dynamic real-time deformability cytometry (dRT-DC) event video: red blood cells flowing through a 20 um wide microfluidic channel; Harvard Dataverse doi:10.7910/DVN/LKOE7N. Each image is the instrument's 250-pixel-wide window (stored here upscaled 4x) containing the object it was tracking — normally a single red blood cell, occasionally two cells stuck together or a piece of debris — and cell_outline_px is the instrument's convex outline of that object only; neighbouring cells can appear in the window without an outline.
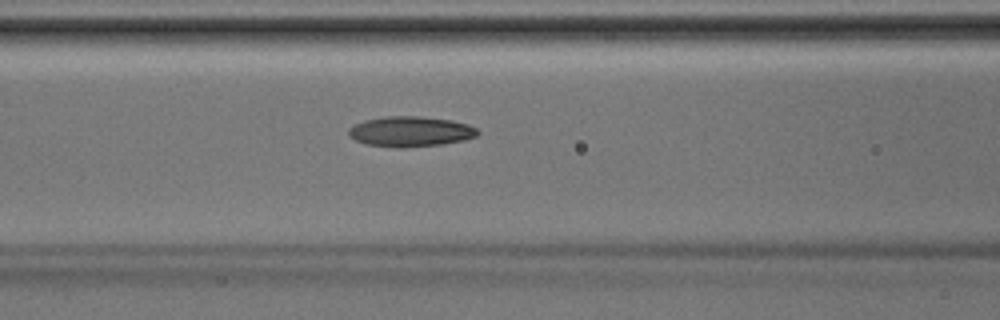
{"species": "Egyptian fruit bat (a non-hibernating species)", "species_latin": "Rousettus aegyptiacus", "temperature_condition": "room temperature", "stored_images_in_passage": 25, "camera_frame_rate_fps": 3000, "um_per_image_px": 0.085, "animal": {"sex": "male"}, "frame": {"image": 1, "passage_image": 8, "time_ms": 2.333, "image_size_px": [1000, 320], "cell_outline_px": [[480, 132], [476, 136], [464, 140], [444, 144], [400, 148], [368, 144], [356, 140], [348, 132], [348, 128], [352, 124], [364, 120], [384, 116], [420, 116], [448, 120], [468, 124], [476, 128]], "centroid_in_image_um": [34.89, 11.17], "position_along_channel_um": 131.7, "area_um2": 22.72}}
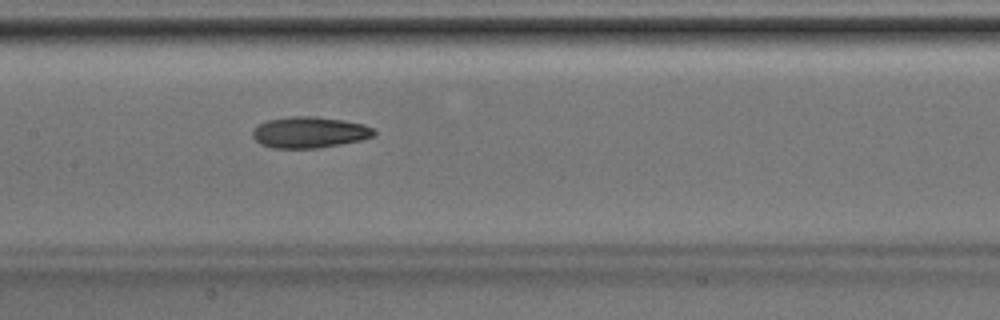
{"frame": {"image": 2, "passage_image": 11, "time_ms": 3.333, "image_size_px": [1000, 320], "cell_outline_px": [[376, 136], [360, 140], [320, 148], [272, 148], [260, 144], [252, 136], [252, 132], [260, 124], [268, 120], [288, 116], [316, 116], [344, 120], [364, 124], [372, 128], [376, 132]], "centroid_in_image_um": [26.32, 11.25], "position_along_channel_um": 181.1, "area_um2": 22.14}}